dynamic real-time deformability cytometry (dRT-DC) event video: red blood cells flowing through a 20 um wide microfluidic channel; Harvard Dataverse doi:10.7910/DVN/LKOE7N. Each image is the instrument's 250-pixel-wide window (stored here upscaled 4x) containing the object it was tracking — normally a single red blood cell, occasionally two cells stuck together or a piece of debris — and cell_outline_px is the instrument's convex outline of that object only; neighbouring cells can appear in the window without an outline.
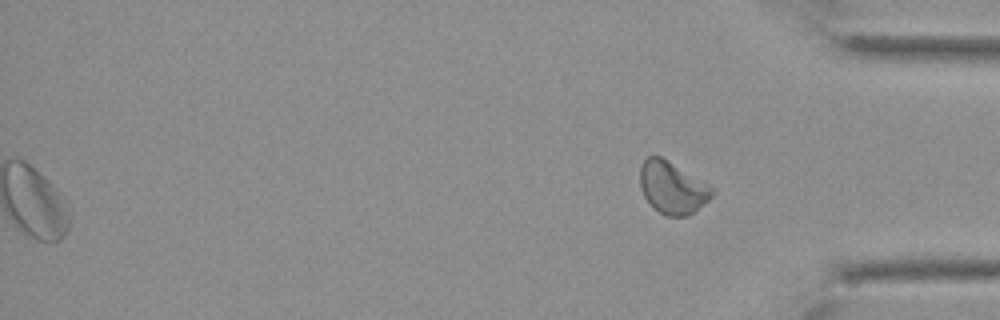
{"species": "Egyptian fruit bat (a non-hibernating species)", "species_latin": "Rousettus aegyptiacus", "temperature_condition": "cold", "stored_images_in_passage": 53, "segment_of_instrument_passage": [2, 2], "camera_frame_rate_fps": 3000, "um_per_image_px": 0.085, "animal": {"sex": "female"}, "frame": {"image": 1, "passage_image": 53, "time_ms": 17.333, "image_size_px": [1000, 320], "cell_outline_px": [[716, 192], [708, 200], [688, 216], [664, 216], [644, 196], [640, 184], [640, 164], [648, 156], [660, 156], [668, 160], [716, 188]], "centroid_in_image_um": [57.18, 15.93], "position_along_channel_um": 378.0, "area_um2": 21.85}}